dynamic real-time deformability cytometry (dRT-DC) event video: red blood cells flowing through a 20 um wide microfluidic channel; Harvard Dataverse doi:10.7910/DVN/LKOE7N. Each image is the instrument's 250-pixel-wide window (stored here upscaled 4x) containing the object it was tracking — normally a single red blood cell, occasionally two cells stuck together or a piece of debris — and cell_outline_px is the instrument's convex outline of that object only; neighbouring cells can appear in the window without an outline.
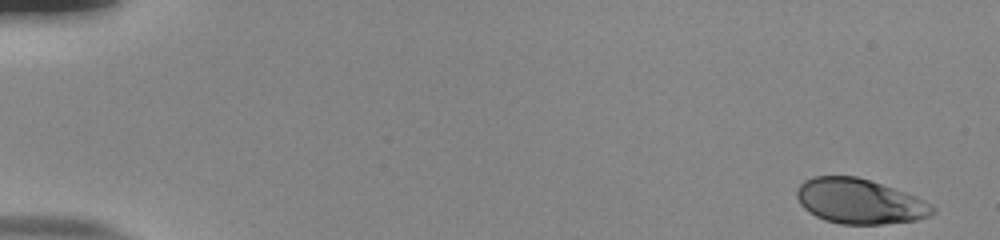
{"species": "human", "species_latin": "Homo sapiens", "temperature_condition": "room temperature", "stored_images_in_passage": 53, "camera_frame_rate_fps": 3000, "um_per_image_px": 0.085, "donor": {"sex": "male"}, "frame": {"image": 1, "passage_image": 1, "time_ms": 0.0, "image_size_px": [1000, 240], "cell_outline_px": [[936, 212], [928, 216], [916, 220], [884, 224], [840, 224], [824, 220], [808, 212], [800, 204], [796, 196], [796, 188], [804, 180], [812, 176], [856, 176], [916, 196], [936, 208]], "centroid_in_image_um": [73.02, 17.12], "position_along_channel_um": 12.0, "area_um2": 35.55}}
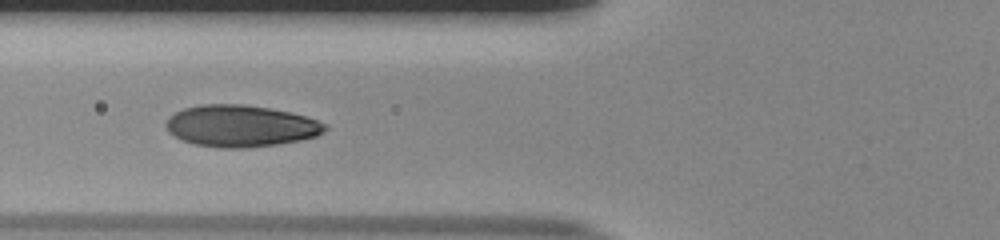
{"frame": {"image": 2, "passage_image": 21, "time_ms": 6.667, "image_size_px": [1000, 240], "cell_outline_px": [[328, 128], [324, 132], [316, 136], [300, 140], [276, 144], [244, 148], [220, 148], [192, 144], [168, 132], [164, 124], [176, 112], [184, 108], [200, 104], [240, 104], [268, 108], [288, 112], [304, 116], [328, 124]], "centroid_in_image_um": [20.46, 10.71], "position_along_channel_um": 105.3, "area_um2": 38.44}}
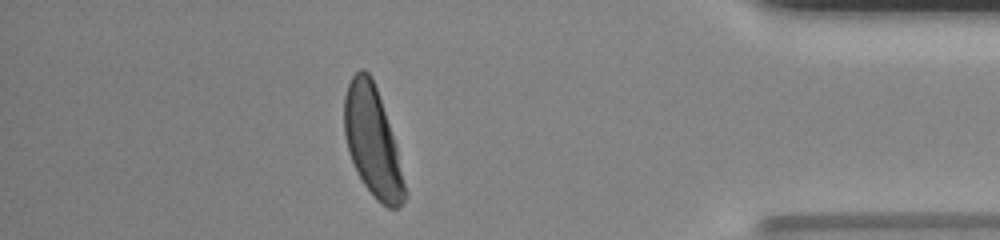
{"frame": {"image": 3, "passage_image": 47, "time_ms": 15.333, "image_size_px": [1000, 240], "cell_outline_px": [[404, 200], [396, 208], [388, 208], [376, 200], [364, 184], [348, 152], [344, 136], [344, 96], [348, 84], [352, 76], [360, 68], [364, 68], [372, 76], [396, 144], [404, 184]], "centroid_in_image_um": [31.63, 11.98], "position_along_channel_um": 403.6, "area_um2": 37.97}, "authors_computed_cell_mechanics": {"area_um2": 37.9746, "velocity_mm_per_s": 3.8149, "shape_relaxation_time_tau1_ms": 3.1517, "shape_relaxation_time_tau2_ms": null, "deformation_change_tau1": 0.171, "deformation_change_tau2": null}}